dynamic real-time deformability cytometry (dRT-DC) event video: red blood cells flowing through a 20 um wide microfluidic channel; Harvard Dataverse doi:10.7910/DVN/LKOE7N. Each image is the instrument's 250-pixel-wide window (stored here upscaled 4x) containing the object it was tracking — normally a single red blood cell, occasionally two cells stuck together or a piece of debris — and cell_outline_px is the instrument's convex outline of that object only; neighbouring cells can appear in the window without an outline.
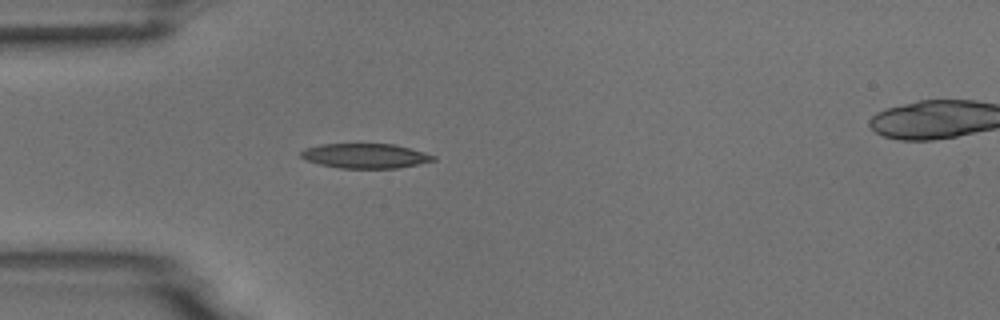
{"species": "common noctule bat (a hibernating species)", "species_latin": "Nyctalus noctula", "temperature_condition": "room temperature", "stored_images_in_passage": 5, "segment_of_instrument_passage": [1, 2], "camera_frame_rate_fps": 3000, "um_per_image_px": 0.085, "animal": {"sex": "male", "body_mass_g": 18.8}, "frame": {"image": 1, "passage_image": 4, "time_ms": 3.333, "image_size_px": [1000, 320], "cell_outline_px": [[436, 160], [396, 168], [340, 168], [320, 164], [304, 160], [300, 156], [300, 152], [304, 148], [320, 144], [396, 144], [424, 152], [436, 156]], "centroid_in_image_um": [31.01, 13.24], "position_along_channel_um": 54.0, "area_um2": 19.07}}